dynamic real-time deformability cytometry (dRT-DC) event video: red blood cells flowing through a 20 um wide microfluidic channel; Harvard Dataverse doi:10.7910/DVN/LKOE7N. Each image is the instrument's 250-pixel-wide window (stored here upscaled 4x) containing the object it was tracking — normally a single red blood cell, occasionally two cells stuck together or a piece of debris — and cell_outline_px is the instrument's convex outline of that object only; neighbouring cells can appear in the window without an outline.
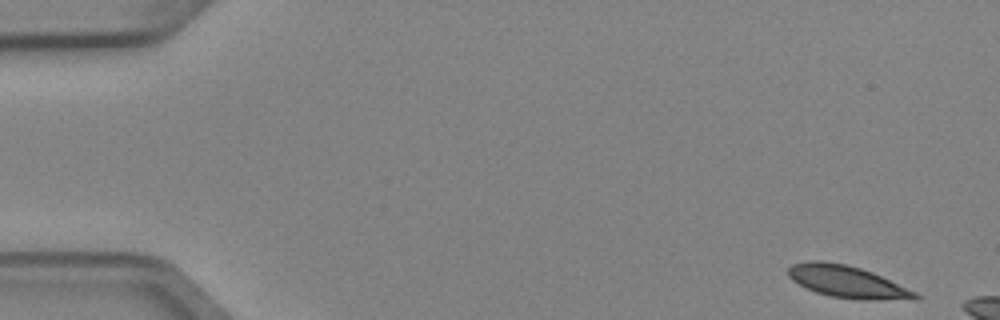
{"species": "Egyptian fruit bat (a non-hibernating species)", "species_latin": "Rousettus aegyptiacus", "temperature_condition": "cold", "stored_images_in_passage": 2, "camera_frame_rate_fps": 3000, "um_per_image_px": 0.085, "animal": {"sex": "female"}, "frame": {"image": 1, "passage_image": 1, "time_ms": 0.0, "image_size_px": [1000, 320], "cell_outline_px": [[920, 300], [860, 300], [828, 296], [816, 292], [792, 280], [788, 276], [788, 268], [792, 264], [808, 260], [820, 260], [844, 264], [860, 268], [872, 272], [916, 292], [920, 296]], "centroid_in_image_um": [72.04, 23.96], "position_along_channel_um": 13.0, "area_um2": 23.81}}